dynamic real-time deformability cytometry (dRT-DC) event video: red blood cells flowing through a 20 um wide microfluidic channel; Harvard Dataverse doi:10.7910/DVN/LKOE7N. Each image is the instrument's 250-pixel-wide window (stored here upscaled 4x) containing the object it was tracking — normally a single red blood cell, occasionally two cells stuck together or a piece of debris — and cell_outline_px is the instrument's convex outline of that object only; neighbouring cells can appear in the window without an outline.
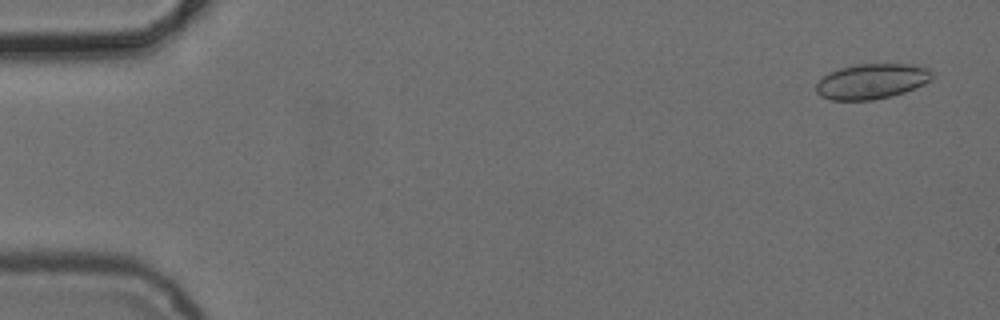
{"species": "common noctule bat (a hibernating species)", "species_latin": "Nyctalus noctula", "temperature_condition": "cold", "stored_images_in_passage": 5, "camera_frame_rate_fps": 3000, "um_per_image_px": 0.085, "animal": {"sex": "female", "body_mass_g": 24.6, "forearm_length_mm": 56.2}, "frame": {"image": 1, "passage_image": 1, "time_ms": 0.0, "image_size_px": [1000, 320], "cell_outline_px": [[932, 80], [924, 84], [904, 92], [872, 100], [832, 100], [820, 96], [816, 92], [816, 84], [824, 76], [840, 68], [856, 64], [912, 64], [932, 68]], "centroid_in_image_um": [74.13, 6.9], "position_along_channel_um": 10.9, "area_um2": 23.76}}
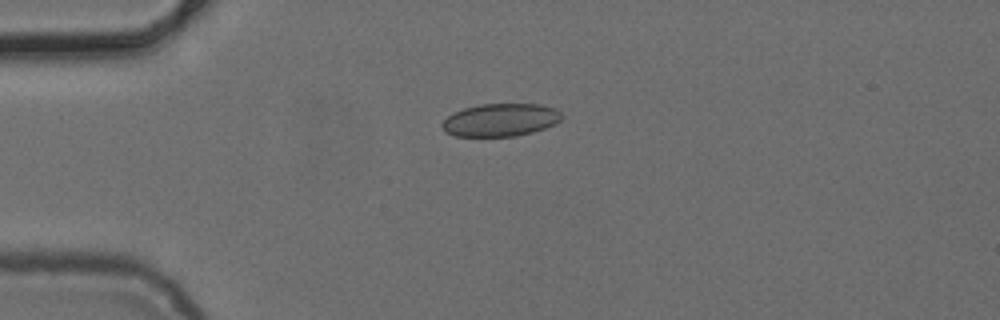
{"frame": {"image": 2, "passage_image": 4, "time_ms": 3.667, "image_size_px": [1000, 320], "cell_outline_px": [[560, 120], [556, 124], [532, 132], [516, 136], [456, 136], [444, 132], [440, 124], [448, 116], [464, 108], [480, 104], [540, 104], [556, 108], [560, 112]], "centroid_in_image_um": [42.53, 10.19], "position_along_channel_um": 42.5, "area_um2": 22.83}}